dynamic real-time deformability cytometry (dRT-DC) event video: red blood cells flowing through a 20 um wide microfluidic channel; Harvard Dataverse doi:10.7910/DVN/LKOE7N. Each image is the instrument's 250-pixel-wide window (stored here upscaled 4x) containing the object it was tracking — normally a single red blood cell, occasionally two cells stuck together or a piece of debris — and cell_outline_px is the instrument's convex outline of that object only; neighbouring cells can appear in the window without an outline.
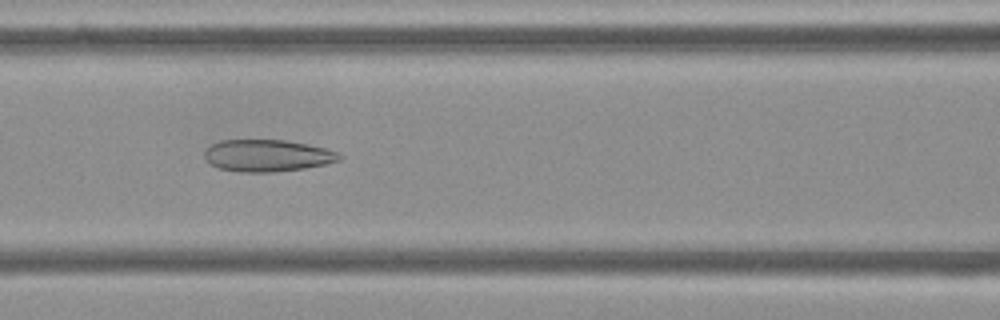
{"species": "Egyptian fruit bat (a non-hibernating species)", "species_latin": "Rousettus aegyptiacus", "temperature_condition": "cold", "stored_images_in_passage": 42, "camera_frame_rate_fps": 3000, "um_per_image_px": 0.085, "frame": {"image": 1, "passage_image": 14, "time_ms": 4.333, "image_size_px": [1000, 320], "cell_outline_px": [[344, 156], [340, 160], [324, 164], [304, 168], [272, 172], [244, 172], [220, 168], [208, 164], [204, 156], [204, 152], [212, 144], [220, 140], [284, 140], [308, 144], [324, 148], [336, 152]], "centroid_in_image_um": [22.7, 13.22], "position_along_channel_um": 143.9, "area_um2": 24.97}}
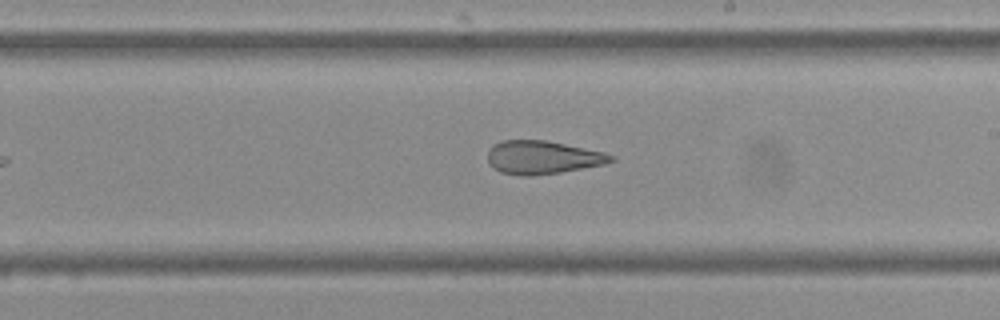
{"frame": {"image": 2, "passage_image": 22, "time_ms": 7.0, "image_size_px": [1000, 320], "cell_outline_px": [[616, 160], [604, 164], [560, 172], [532, 176], [520, 176], [500, 172], [492, 168], [488, 164], [488, 148], [500, 140], [544, 140], [604, 152], [616, 156]], "centroid_in_image_um": [46.08, 13.38], "position_along_channel_um": 242.9, "area_um2": 24.04}}
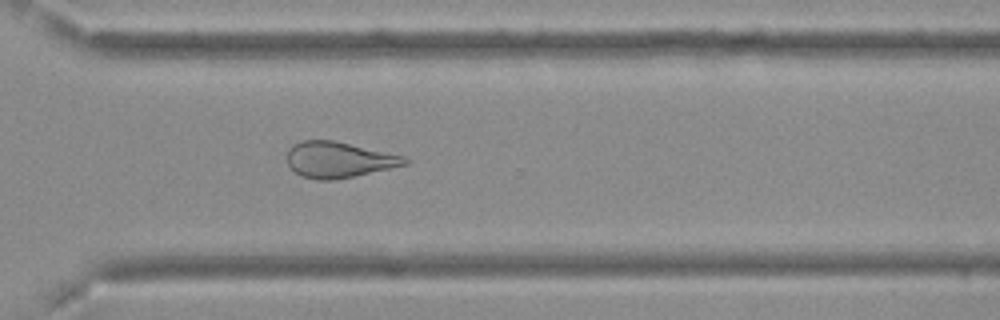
{"frame": {"image": 3, "passage_image": 30, "time_ms": 9.667, "image_size_px": [1000, 320], "cell_outline_px": [[412, 160], [408, 164], [392, 168], [336, 180], [316, 180], [300, 176], [288, 164], [288, 148], [292, 144], [300, 140], [332, 140], [404, 156]], "centroid_in_image_um": [28.79, 13.58], "position_along_channel_um": 341.8, "area_um2": 24.68}, "authors_computed_cell_mechanics": {"area_um2": 26.0678, "velocity_mm_per_s": 3.7195, "shape_relaxation_time_tau1_ms": null, "shape_relaxation_time_tau2_ms": 2.4283, "deformation_change_tau1": null, "deformation_change_tau2": 0.1225}}